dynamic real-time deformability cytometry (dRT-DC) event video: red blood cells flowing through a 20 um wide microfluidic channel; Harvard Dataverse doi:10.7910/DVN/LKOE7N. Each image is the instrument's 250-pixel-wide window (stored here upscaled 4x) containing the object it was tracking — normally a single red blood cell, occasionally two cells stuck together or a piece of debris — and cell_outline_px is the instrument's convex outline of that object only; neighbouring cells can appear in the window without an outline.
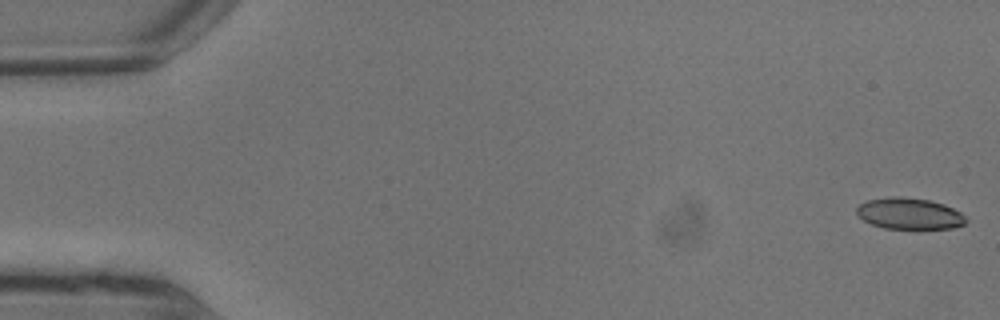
{"species": "common noctule bat (a hibernating species)", "species_latin": "Nyctalus noctula", "temperature_condition": "warm", "stored_images_in_passage": 6, "camera_frame_rate_fps": 3000, "um_per_image_px": 0.085, "animal": {"sex": "male", "body_mass_g": 13.3}, "frame": {"image": 1, "passage_image": 1, "time_ms": 0.0, "image_size_px": [1000, 320], "cell_outline_px": [[968, 220], [964, 224], [952, 228], [920, 232], [884, 228], [872, 224], [864, 220], [856, 212], [856, 208], [860, 204], [868, 200], [888, 196], [900, 196], [928, 200], [944, 204], [960, 212]], "centroid_in_image_um": [77.33, 18.21], "position_along_channel_um": 7.7, "area_um2": 20.75}}
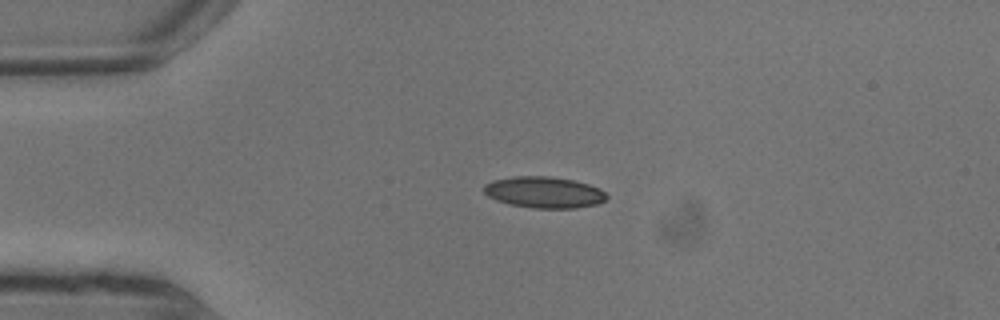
{"frame": {"image": 2, "passage_image": 5, "time_ms": 1.333, "image_size_px": [1000, 320], "cell_outline_px": [[608, 196], [604, 200], [596, 204], [576, 208], [532, 208], [508, 204], [496, 200], [488, 196], [484, 192], [484, 184], [492, 180], [512, 176], [552, 176], [572, 180], [588, 184], [600, 188]], "centroid_in_image_um": [46.22, 16.34], "position_along_channel_um": 38.8, "area_um2": 22.48}}